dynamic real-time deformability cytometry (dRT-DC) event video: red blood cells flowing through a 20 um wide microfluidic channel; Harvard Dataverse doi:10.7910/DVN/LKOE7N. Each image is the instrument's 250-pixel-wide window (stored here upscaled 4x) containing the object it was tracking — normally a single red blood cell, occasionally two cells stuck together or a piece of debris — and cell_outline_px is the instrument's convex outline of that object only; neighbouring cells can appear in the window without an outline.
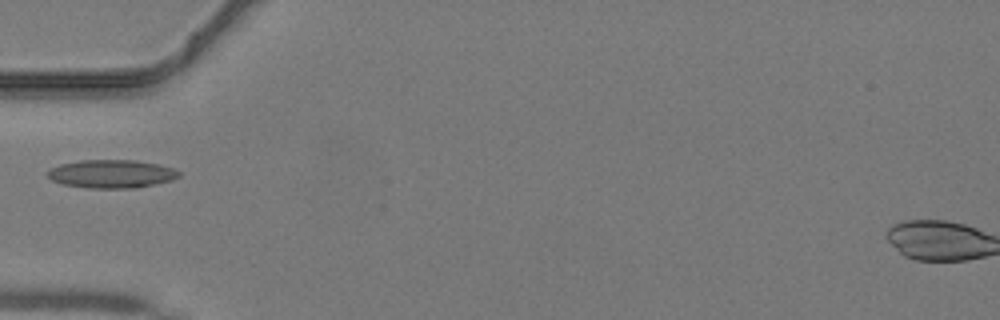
{"species": "common noctule bat (a hibernating species)", "species_latin": "Nyctalus noctula", "temperature_condition": "warm", "stored_images_in_passage": 6, "camera_frame_rate_fps": 3000, "um_per_image_px": 0.085, "animal": {"sex": "male", "body_mass_g": 19.2, "forearm_length_mm": 51.8}, "frame": {"image": 1, "passage_image": 1, "time_ms": 0.0, "image_size_px": [1000, 320], "cell_outline_px": [[180, 176], [172, 180], [136, 188], [88, 188], [64, 184], [52, 180], [44, 176], [48, 168], [60, 164], [80, 160], [136, 160], [160, 164], [172, 168], [180, 172]], "centroid_in_image_um": [9.44, 14.77], "position_along_channel_um": 75.6, "area_um2": 21.85}}
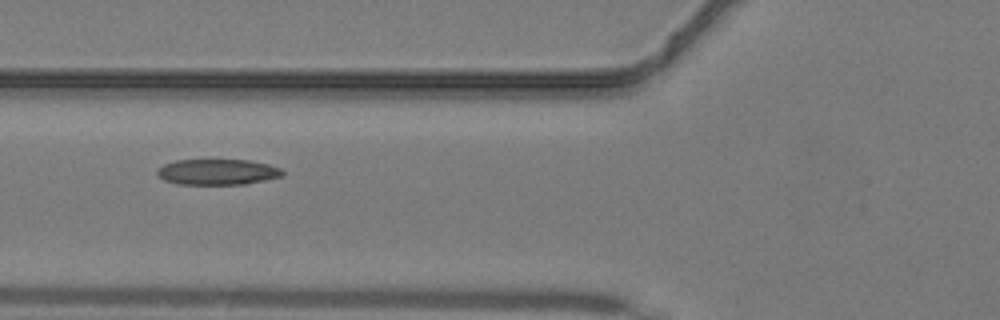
{"frame": {"image": 2, "passage_image": 3, "time_ms": 0.667, "image_size_px": [1000, 320], "cell_outline_px": [[284, 176], [244, 184], [176, 184], [164, 180], [156, 172], [156, 168], [164, 164], [176, 160], [248, 160], [268, 164], [280, 168], [284, 172]], "centroid_in_image_um": [18.47, 14.61], "position_along_channel_um": 107.3, "area_um2": 18.79}}
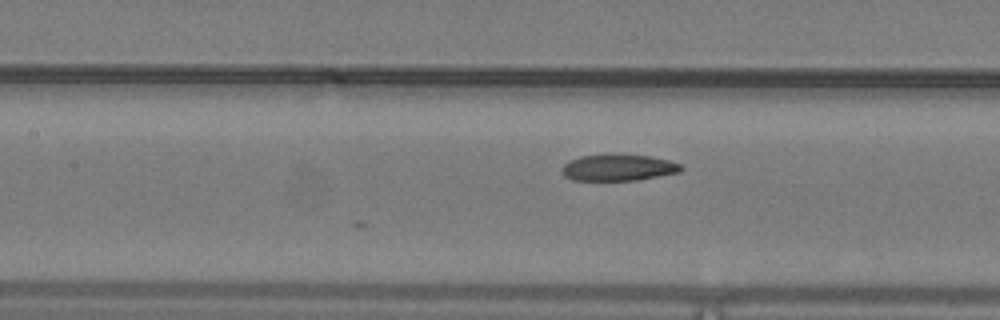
{"frame": {"image": 3, "passage_image": 6, "time_ms": 1.667, "image_size_px": [1000, 320], "cell_outline_px": [[684, 168], [680, 172], [640, 180], [572, 180], [564, 176], [564, 164], [568, 160], [580, 156], [612, 152], [616, 152], [652, 156], [668, 160], [680, 164]], "centroid_in_image_um": [52.58, 14.21], "position_along_channel_um": 154.8, "area_um2": 18.96}}